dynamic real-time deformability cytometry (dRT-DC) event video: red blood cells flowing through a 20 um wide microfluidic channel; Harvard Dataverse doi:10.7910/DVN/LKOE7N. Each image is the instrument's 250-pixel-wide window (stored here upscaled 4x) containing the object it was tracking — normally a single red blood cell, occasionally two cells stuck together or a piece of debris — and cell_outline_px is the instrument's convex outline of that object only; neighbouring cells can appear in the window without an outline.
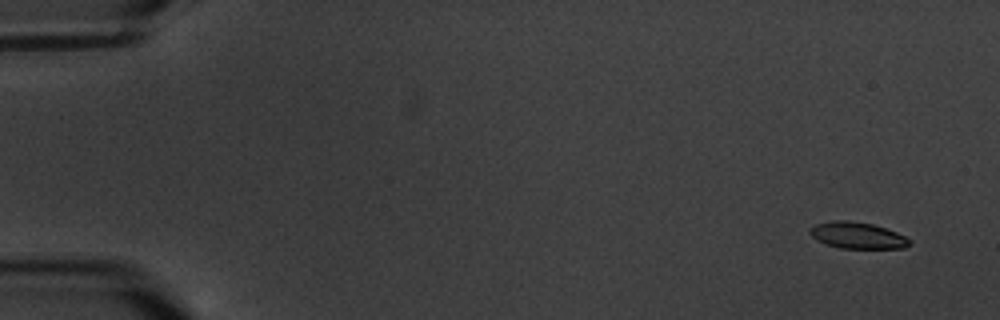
{"species": "common noctule bat (a hibernating species)", "species_latin": "Nyctalus noctula", "temperature_condition": "warm", "stored_images_in_passage": 6, "camera_frame_rate_fps": 3000, "um_per_image_px": 0.085, "animal": {"sex": "male", "body_mass_g": 20.1, "forearm_length_mm": 53.5}, "frame": {"image": 1, "passage_image": 1, "time_ms": 0.0, "image_size_px": [1000, 320], "cell_outline_px": [[912, 244], [904, 248], [840, 248], [828, 244], [812, 236], [808, 232], [816, 224], [832, 220], [848, 220], [872, 224], [896, 232], [912, 240]], "centroid_in_image_um": [72.93, 20.01], "position_along_channel_um": 12.1, "area_um2": 15.14}}
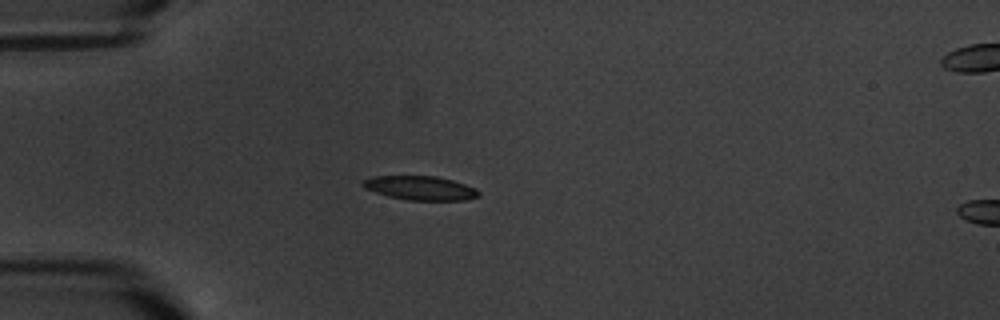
{"frame": {"image": 2, "passage_image": 5, "time_ms": 4.667, "image_size_px": [1000, 320], "cell_outline_px": [[480, 196], [464, 200], [408, 200], [388, 196], [364, 188], [360, 184], [360, 180], [372, 176], [436, 176], [452, 180], [476, 188], [480, 192]], "centroid_in_image_um": [35.69, 15.97], "position_along_channel_um": 49.3, "area_um2": 16.3}}